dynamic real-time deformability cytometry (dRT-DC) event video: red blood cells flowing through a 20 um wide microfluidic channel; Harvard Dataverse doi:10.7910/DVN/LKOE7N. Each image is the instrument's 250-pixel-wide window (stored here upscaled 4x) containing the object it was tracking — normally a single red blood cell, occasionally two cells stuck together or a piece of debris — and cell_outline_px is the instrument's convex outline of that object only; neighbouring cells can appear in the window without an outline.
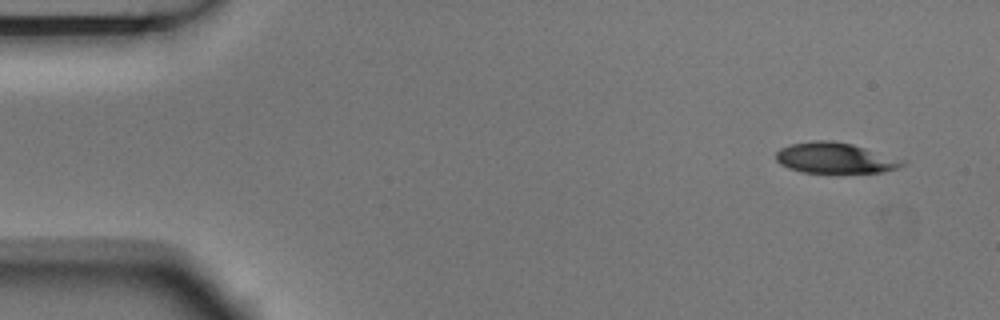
{"species": "Egyptian fruit bat (a non-hibernating species)", "species_latin": "Rousettus aegyptiacus", "temperature_condition": "room temperature", "stored_images_in_passage": 4, "camera_frame_rate_fps": 3000, "um_per_image_px": 0.085, "animal": {"sex": "male"}, "frame": {"image": 1, "passage_image": 1, "time_ms": 0.0, "image_size_px": [1000, 320], "cell_outline_px": [[908, 164], [884, 172], [800, 172], [788, 168], [780, 164], [776, 160], [776, 152], [780, 148], [792, 144], [812, 140], [832, 140], [852, 144], [908, 160]], "centroid_in_image_um": [71.02, 13.42], "position_along_channel_um": 14.0, "area_um2": 22.77}}